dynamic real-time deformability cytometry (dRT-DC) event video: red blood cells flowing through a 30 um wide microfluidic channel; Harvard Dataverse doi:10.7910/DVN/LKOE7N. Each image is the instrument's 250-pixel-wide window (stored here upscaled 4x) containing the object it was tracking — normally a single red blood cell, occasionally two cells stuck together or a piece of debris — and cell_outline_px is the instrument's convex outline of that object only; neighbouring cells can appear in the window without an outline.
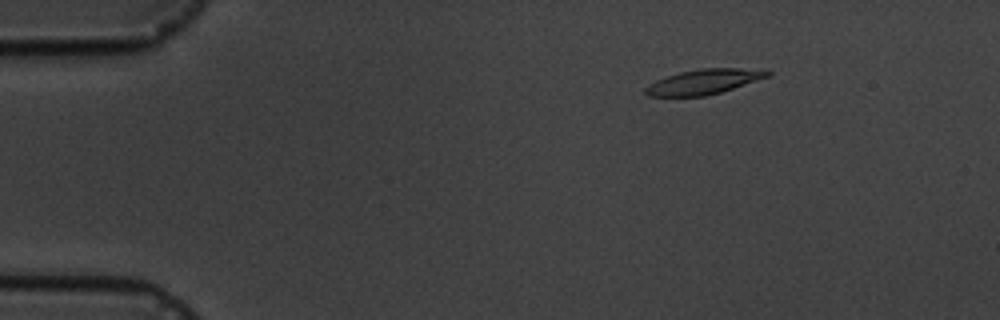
{"species": "common noctule bat (a hibernating species)", "species_latin": "Nyctalus noctula", "temperature_condition": "cold", "stored_images_in_passage": 4, "camera_frame_rate_fps": 3000, "um_per_image_px": 0.085, "animal": {"sex": "male", "body_mass_g": 19.5, "forearm_length_mm": 54.6}, "frame": {"image": 1, "passage_image": 2, "time_ms": 1.0, "image_size_px": [1000, 320], "cell_outline_px": [[772, 72], [768, 76], [720, 92], [704, 96], [648, 96], [644, 92], [644, 88], [648, 84], [656, 80], [680, 72], [700, 68], [768, 68]], "centroid_in_image_um": [59.84, 6.93], "position_along_channel_um": 25.2, "area_um2": 17.74}}